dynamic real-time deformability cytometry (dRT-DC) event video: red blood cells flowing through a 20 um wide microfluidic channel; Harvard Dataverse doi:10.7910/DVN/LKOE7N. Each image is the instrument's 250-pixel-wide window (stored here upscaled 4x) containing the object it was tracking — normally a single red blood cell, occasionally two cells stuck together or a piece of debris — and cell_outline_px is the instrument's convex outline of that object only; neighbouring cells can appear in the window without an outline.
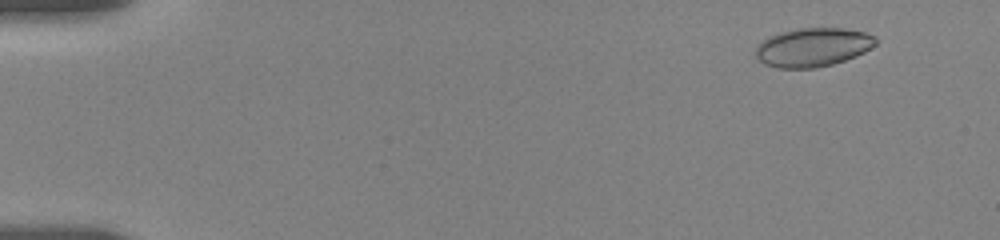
{"species": "human", "species_latin": "Homo sapiens", "temperature_condition": "room temperature", "stored_images_in_passage": 56, "camera_frame_rate_fps": 3000, "um_per_image_px": 0.085, "donor": {"sex": "female"}, "frame": {"image": 1, "passage_image": 5, "time_ms": 1.333, "image_size_px": [1000, 240], "cell_outline_px": [[876, 44], [864, 52], [856, 56], [832, 64], [816, 68], [776, 68], [764, 64], [756, 56], [756, 44], [768, 36], [780, 32], [800, 28], [844, 28], [864, 32], [876, 36]], "centroid_in_image_um": [69.07, 4.01], "position_along_channel_um": 15.9, "area_um2": 27.22}}
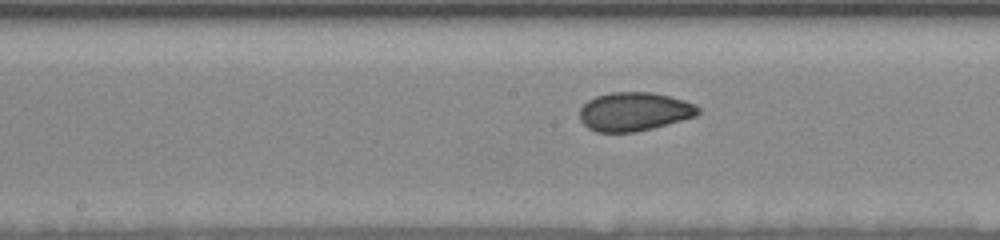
{"frame": {"image": 2, "passage_image": 30, "time_ms": 9.667, "image_size_px": [1000, 240], "cell_outline_px": [[700, 112], [696, 116], [652, 128], [636, 132], [596, 132], [588, 128], [580, 120], [580, 108], [588, 100], [596, 96], [608, 92], [652, 92], [684, 100], [696, 104], [700, 108]], "centroid_in_image_um": [53.9, 9.48], "position_along_channel_um": 194.3, "area_um2": 26.76}}
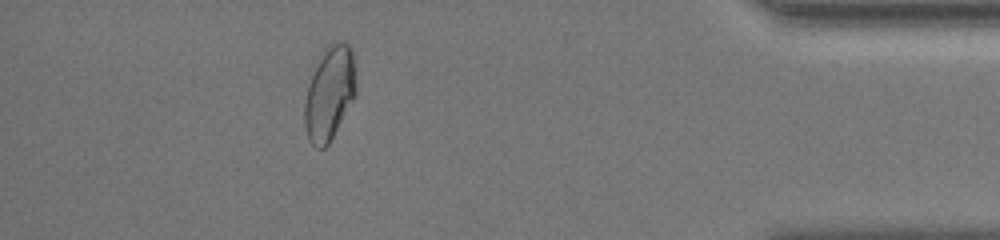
{"frame": {"image": 3, "passage_image": 51, "time_ms": 16.667, "image_size_px": [1000, 240], "cell_outline_px": [[356, 92], [352, 100], [328, 144], [324, 148], [316, 148], [308, 140], [304, 124], [304, 104], [308, 84], [316, 56], [328, 44], [348, 44], [352, 48], [356, 68]], "centroid_in_image_um": [27.98, 7.88], "position_along_channel_um": 407.2, "area_um2": 28.38}, "authors_computed_cell_mechanics": {"area_um2": 26.9348, "velocity_mm_per_s": 3.6237, "shape_relaxation_time_tau1_ms": 8.4256, "shape_relaxation_time_tau2_ms": 0.8003, "deformation_change_tau1": 0.1534, "deformation_change_tau2": 0.0407}}